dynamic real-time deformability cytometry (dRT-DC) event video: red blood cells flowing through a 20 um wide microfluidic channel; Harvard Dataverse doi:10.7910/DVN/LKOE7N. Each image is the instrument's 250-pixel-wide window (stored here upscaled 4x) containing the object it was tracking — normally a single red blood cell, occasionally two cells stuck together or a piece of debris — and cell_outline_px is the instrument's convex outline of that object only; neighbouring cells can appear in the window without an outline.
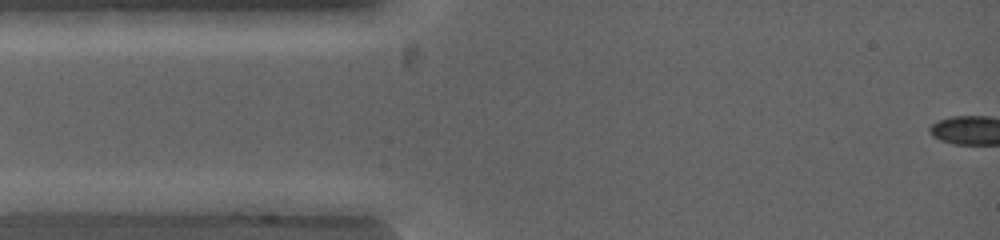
{"species": "common noctule bat (a hibernating species)", "species_latin": "Nyctalus noctula", "temperature_condition": "warm", "stored_images_in_passage": 4, "camera_frame_rate_fps": 5000, "um_per_image_px": 0.085, "animal": {"sex": "female", "body_mass_g": 19.0, "forearm_length_mm": 53.3}, "frame": {"image": 1, "passage_image": 1, "time_ms": 0.0, "image_size_px": [1000, 240], "cell_outline_px": [[304, 200], [300, 216], [236, 220], [228, 216], [216, 200], [224, 192], [260, 192]], "centroid_in_image_um": [22.01, 17.47], "position_along_channel_um": 63.0, "area_um2": 13.87}}